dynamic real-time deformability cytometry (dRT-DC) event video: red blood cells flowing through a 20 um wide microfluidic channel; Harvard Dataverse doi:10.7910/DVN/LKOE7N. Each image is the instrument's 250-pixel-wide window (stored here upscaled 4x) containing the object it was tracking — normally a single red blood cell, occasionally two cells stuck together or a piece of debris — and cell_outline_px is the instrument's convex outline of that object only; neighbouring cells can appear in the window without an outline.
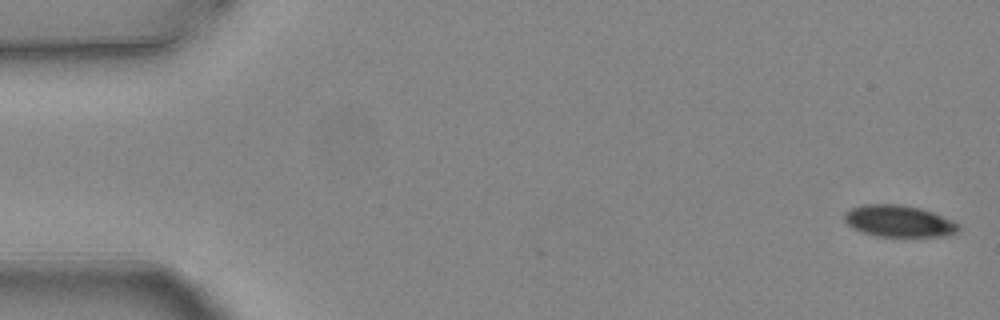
{"species": "common noctule bat (a hibernating species)", "species_latin": "Nyctalus noctula", "temperature_condition": "warm", "stored_images_in_passage": 5, "camera_frame_rate_fps": 3000, "um_per_image_px": 0.085, "animal": {"sex": "female", "body_mass_g": 24.6, "forearm_length_mm": 56.2}, "frame": {"image": 1, "passage_image": 1, "time_ms": 0.0, "image_size_px": [1000, 320], "cell_outline_px": [[960, 232], [948, 236], [876, 236], [860, 232], [852, 228], [844, 220], [844, 212], [860, 204], [900, 204], [920, 208], [932, 212], [952, 220], [960, 224]], "centroid_in_image_um": [76.41, 18.8], "position_along_channel_um": 8.6, "area_um2": 21.33}}
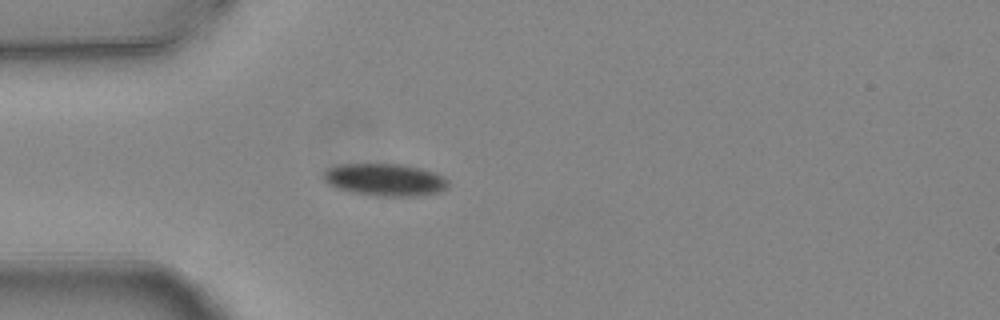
{"frame": {"image": 2, "passage_image": 5, "time_ms": 1.333, "image_size_px": [1000, 320], "cell_outline_px": [[448, 188], [440, 192], [416, 196], [376, 196], [352, 192], [336, 188], [328, 184], [324, 180], [324, 172], [328, 168], [336, 164], [404, 164], [420, 168], [444, 176], [448, 180]], "centroid_in_image_um": [32.73, 15.28], "position_along_channel_um": 52.3, "area_um2": 23.64}}